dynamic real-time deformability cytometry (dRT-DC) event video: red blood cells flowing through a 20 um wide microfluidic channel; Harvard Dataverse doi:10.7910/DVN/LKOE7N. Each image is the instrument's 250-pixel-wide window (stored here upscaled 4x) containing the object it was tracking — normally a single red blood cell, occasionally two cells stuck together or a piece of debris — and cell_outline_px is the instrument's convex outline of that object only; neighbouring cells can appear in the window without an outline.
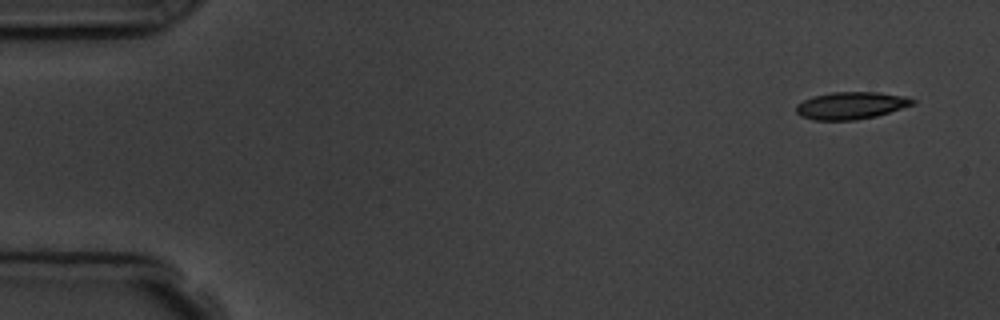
{"species": "common noctule bat (a hibernating species)", "species_latin": "Nyctalus noctula", "temperature_condition": "room temperature", "stored_images_in_passage": 9, "camera_frame_rate_fps": 3000, "um_per_image_px": 0.085, "animal": {"sex": "male", "body_mass_g": 19.5, "forearm_length_mm": 54.6}, "frame": {"image": 1, "passage_image": 1, "time_ms": 0.0, "image_size_px": [1000, 320], "cell_outline_px": [[916, 104], [876, 116], [856, 120], [812, 120], [800, 116], [796, 112], [796, 104], [812, 96], [832, 92], [876, 92], [904, 96], [916, 100]], "centroid_in_image_um": [72.32, 8.97], "position_along_channel_um": 12.7, "area_um2": 18.61}}
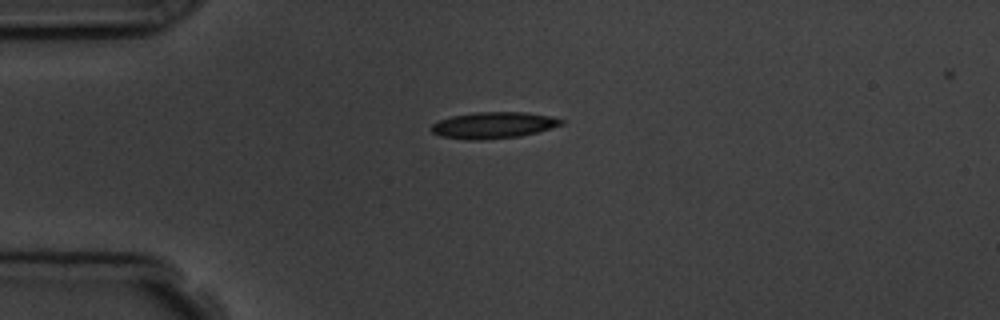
{"frame": {"image": 2, "passage_image": 4, "time_ms": 3.333, "image_size_px": [1000, 320], "cell_outline_px": [[564, 124], [552, 128], [520, 136], [476, 140], [468, 140], [440, 136], [432, 132], [428, 128], [432, 124], [440, 120], [452, 116], [476, 112], [524, 112], [552, 116], [564, 120]], "centroid_in_image_um": [41.94, 10.64], "position_along_channel_um": 43.1, "area_um2": 20.0}}